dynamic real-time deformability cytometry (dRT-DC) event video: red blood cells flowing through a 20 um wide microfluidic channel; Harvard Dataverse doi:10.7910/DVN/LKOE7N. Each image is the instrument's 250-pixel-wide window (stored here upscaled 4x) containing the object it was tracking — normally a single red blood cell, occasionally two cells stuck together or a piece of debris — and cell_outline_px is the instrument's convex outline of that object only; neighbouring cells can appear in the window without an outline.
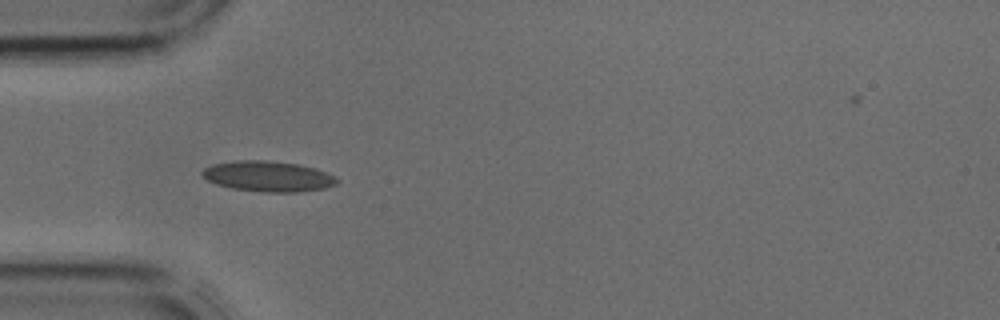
{"species": "common noctule bat (a hibernating species)", "species_latin": "Nyctalus noctula", "temperature_condition": "cold", "stored_images_in_passage": 33, "camera_frame_rate_fps": 3000, "um_per_image_px": 0.085, "animal": {"sex": "male", "body_mass_g": 17.9, "forearm_length_mm": 54.2}, "frame": {"image": 1, "passage_image": 6, "time_ms": 1.667, "image_size_px": [1000, 320], "cell_outline_px": [[340, 180], [336, 184], [324, 188], [296, 192], [264, 192], [232, 188], [216, 184], [208, 180], [200, 172], [204, 168], [212, 164], [236, 160], [268, 160], [300, 164], [316, 168]], "centroid_in_image_um": [22.77, 14.97], "position_along_channel_um": 62.2, "area_um2": 23.93}}
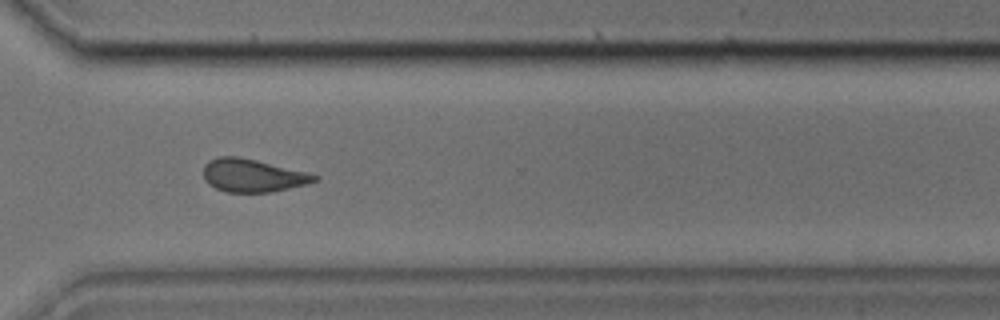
{"frame": {"image": 2, "passage_image": 24, "time_ms": 7.667, "image_size_px": [1000, 320], "cell_outline_px": [[320, 176], [316, 180], [308, 184], [272, 192], [228, 192], [216, 188], [208, 184], [204, 180], [204, 164], [208, 160], [220, 156], [236, 156], [256, 160]], "centroid_in_image_um": [21.44, 14.92], "position_along_channel_um": 349.2, "area_um2": 21.15}}
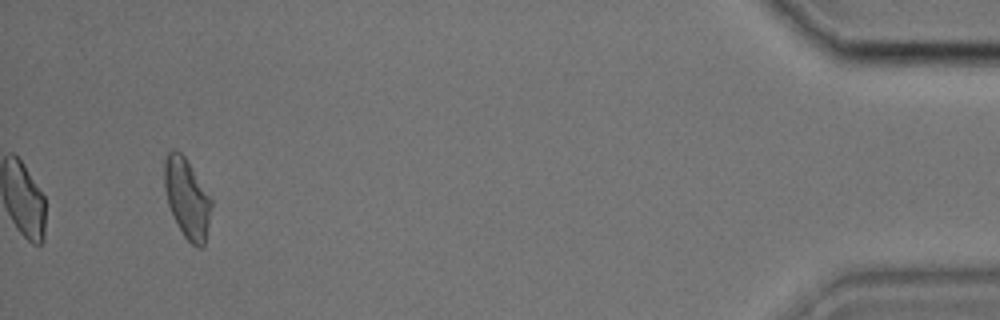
{"frame": {"image": 3, "passage_image": 33, "time_ms": 10.667, "image_size_px": [1000, 320], "cell_outline_px": [[212, 204], [204, 244], [200, 248], [192, 244], [184, 236], [168, 204], [164, 184], [164, 160], [168, 152], [172, 148], [180, 152], [184, 156], [212, 200]], "centroid_in_image_um": [15.88, 16.82], "position_along_channel_um": 419.3, "area_um2": 21.21}}